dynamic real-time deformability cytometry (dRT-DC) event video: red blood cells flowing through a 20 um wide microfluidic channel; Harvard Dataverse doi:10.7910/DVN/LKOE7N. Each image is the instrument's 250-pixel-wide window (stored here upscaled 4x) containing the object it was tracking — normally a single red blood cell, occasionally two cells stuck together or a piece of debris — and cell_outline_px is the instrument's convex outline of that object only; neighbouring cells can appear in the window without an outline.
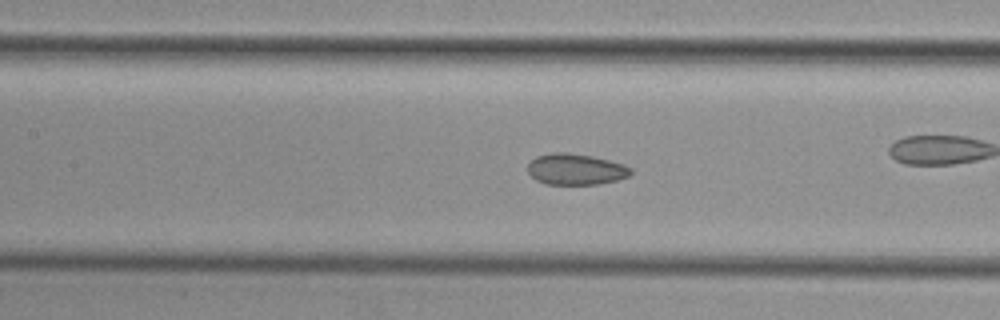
{"species": "common noctule bat (a hibernating species)", "species_latin": "Nyctalus noctula", "temperature_condition": "cold", "stored_images_in_passage": 55, "camera_frame_rate_fps": 3000, "um_per_image_px": 0.085, "animal": {"sex": "female", "body_mass_g": 29.2, "forearm_length_mm": 56.3}, "frame": {"image": 1, "passage_image": 24, "time_ms": 7.667, "image_size_px": [1000, 320], "cell_outline_px": [[632, 172], [628, 176], [616, 180], [596, 184], [544, 184], [536, 180], [528, 172], [528, 164], [536, 156], [552, 152], [568, 152], [592, 156], [624, 164], [632, 168]], "centroid_in_image_um": [48.92, 14.38], "position_along_channel_um": 158.5, "area_um2": 18.67}, "authors_computed_cell_mechanics": {"area_um2": 19.5942, "velocity_mm_per_s": 3.7576, "shape_relaxation_time_tau1_ms": null, "shape_relaxation_time_tau2_ms": 2.4778, "deformation_change_tau1": null, "deformation_change_tau2": 0.0485}}